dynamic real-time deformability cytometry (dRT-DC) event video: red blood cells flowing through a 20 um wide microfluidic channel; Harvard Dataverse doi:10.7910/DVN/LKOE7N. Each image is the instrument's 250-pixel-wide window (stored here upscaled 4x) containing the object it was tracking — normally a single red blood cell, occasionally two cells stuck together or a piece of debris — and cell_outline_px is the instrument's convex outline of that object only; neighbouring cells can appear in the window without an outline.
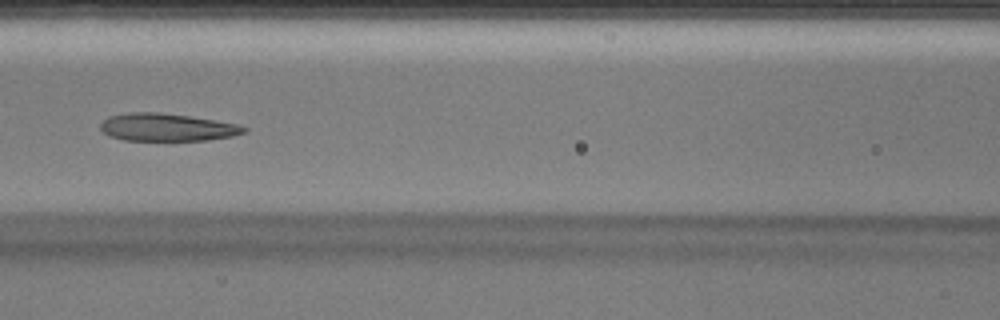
{"species": "Egyptian fruit bat (a non-hibernating species)", "species_latin": "Rousettus aegyptiacus", "temperature_condition": "warm", "stored_images_in_passage": 29, "camera_frame_rate_fps": 3000, "um_per_image_px": 0.085, "animal": {"sex": "male"}, "frame": {"image": 1, "passage_image": 9, "time_ms": 2.667, "image_size_px": [1000, 320], "cell_outline_px": [[248, 128], [244, 132], [232, 136], [208, 140], [124, 140], [108, 136], [100, 128], [100, 124], [104, 120], [112, 116], [128, 112], [160, 112], [188, 116], [236, 124]], "centroid_in_image_um": [14.16, 10.82], "position_along_channel_um": 152.4, "area_um2": 22.83}}